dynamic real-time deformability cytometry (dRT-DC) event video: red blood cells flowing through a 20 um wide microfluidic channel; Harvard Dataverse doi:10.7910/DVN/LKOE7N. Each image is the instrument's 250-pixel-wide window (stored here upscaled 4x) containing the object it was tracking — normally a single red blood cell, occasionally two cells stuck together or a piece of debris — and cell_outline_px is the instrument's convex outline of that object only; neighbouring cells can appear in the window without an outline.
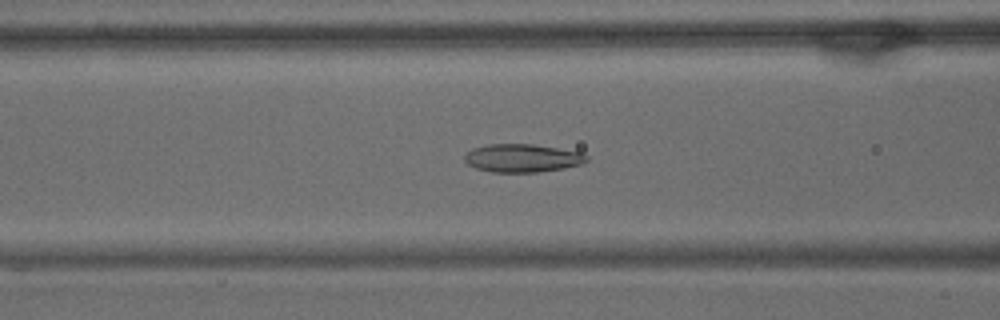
{"species": "common noctule bat (a hibernating species)", "species_latin": "Nyctalus noctula", "temperature_condition": "warm", "stored_images_in_passage": 58, "camera_frame_rate_fps": 3000, "um_per_image_px": 0.085, "animal": {"sex": "male", "body_mass_g": 15.6}, "frame": {"image": 1, "passage_image": 23, "time_ms": 7.333, "image_size_px": [1000, 320], "cell_outline_px": [[588, 160], [584, 164], [564, 168], [536, 172], [492, 172], [476, 168], [468, 164], [464, 160], [464, 156], [472, 148], [488, 144], [532, 144], [584, 152], [588, 156]], "centroid_in_image_um": [44.44, 13.43], "position_along_channel_um": 122.2, "area_um2": 20.17}}
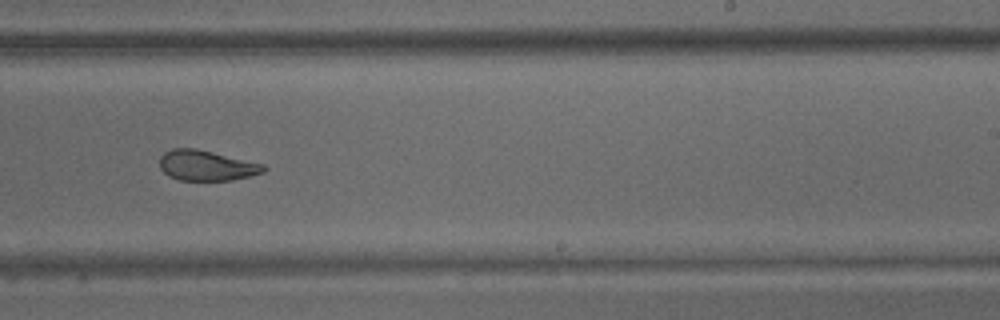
{"frame": {"image": 2, "passage_image": 36, "time_ms": 11.667, "image_size_px": [1000, 320], "cell_outline_px": [[268, 168], [264, 172], [232, 180], [180, 180], [168, 176], [160, 168], [160, 156], [164, 152], [172, 148], [196, 148], [264, 164]], "centroid_in_image_um": [17.54, 14.06], "position_along_channel_um": 271.5, "area_um2": 18.38}}
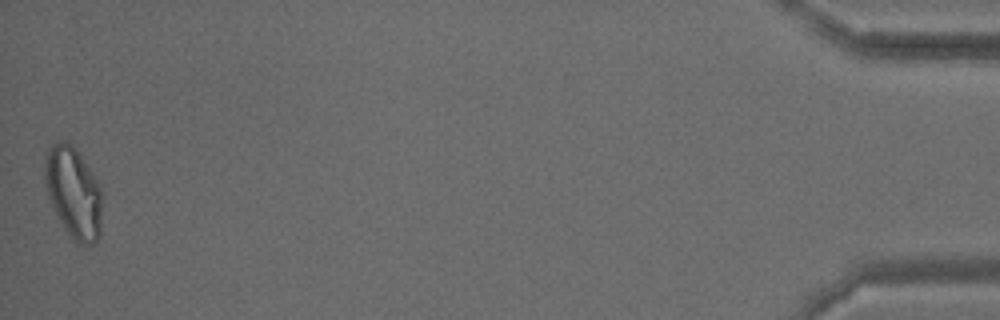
{"frame": {"image": 3, "passage_image": 58, "time_ms": 19.0, "image_size_px": [1000, 320], "cell_outline_px": [[100, 236], [92, 244], [80, 244], [72, 240], [68, 236], [48, 196], [44, 176], [44, 160], [52, 144], [60, 140], [64, 140], [72, 144], [80, 152], [100, 184]], "centroid_in_image_um": [6.24, 16.33], "position_along_channel_um": 429.0, "area_um2": 30.4}, "authors_computed_cell_mechanics": {"area_um2": 22.2241, "velocity_mm_per_s": 3.4434, "shape_relaxation_time_tau1_ms": null, "shape_relaxation_time_tau2_ms": 2.1024, "deformation_change_tau1": null, "deformation_change_tau2": 0.0767}}